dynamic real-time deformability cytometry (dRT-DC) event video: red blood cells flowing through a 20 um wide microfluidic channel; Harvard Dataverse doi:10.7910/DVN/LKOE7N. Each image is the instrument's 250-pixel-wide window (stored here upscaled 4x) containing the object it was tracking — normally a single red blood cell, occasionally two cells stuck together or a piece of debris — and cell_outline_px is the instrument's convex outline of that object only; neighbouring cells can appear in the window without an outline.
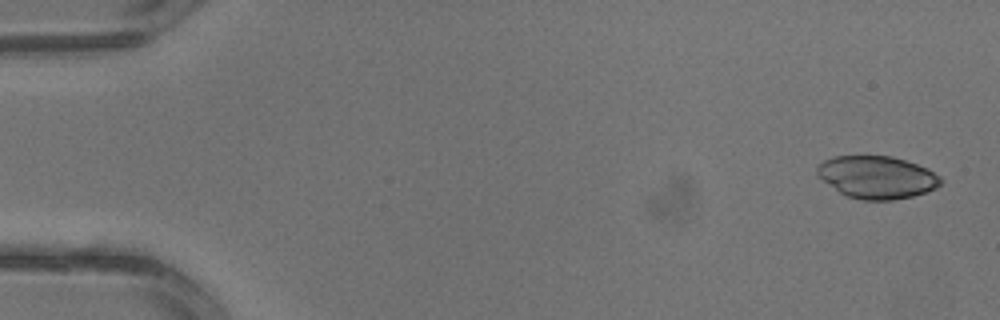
{"species": "common noctule bat (a hibernating species)", "species_latin": "Nyctalus noctula", "temperature_condition": "warm", "stored_images_in_passage": 3, "segment_of_instrument_passage": [2, 2], "camera_frame_rate_fps": 3000, "um_per_image_px": 0.085, "animal": {"sex": "male", "body_mass_g": 13.3}, "frame": {"image": 1, "passage_image": 3, "time_ms": 0.667, "image_size_px": [1000, 320], "cell_outline_px": [[940, 184], [936, 188], [912, 196], [892, 200], [860, 200], [848, 196], [840, 192], [816, 176], [816, 168], [824, 160], [836, 156], [892, 156], [928, 168], [940, 176]], "centroid_in_image_um": [74.52, 15.06], "position_along_channel_um": 10.5, "area_um2": 30.46}}